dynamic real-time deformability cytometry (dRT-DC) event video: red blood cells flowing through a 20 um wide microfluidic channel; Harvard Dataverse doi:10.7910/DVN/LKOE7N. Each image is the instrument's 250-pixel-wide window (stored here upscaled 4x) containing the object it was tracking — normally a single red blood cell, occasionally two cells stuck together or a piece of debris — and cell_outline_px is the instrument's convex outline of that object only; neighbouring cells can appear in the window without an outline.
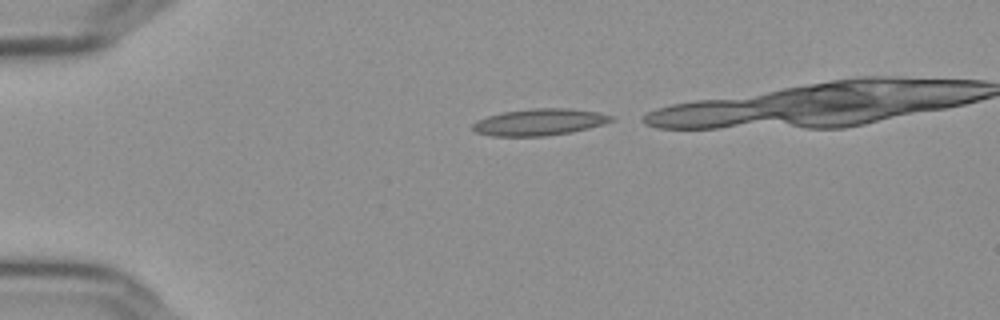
{"species": "Egyptian fruit bat (a non-hibernating species)", "species_latin": "Rousettus aegyptiacus", "temperature_condition": "cold", "stored_images_in_passage": 20, "camera_frame_rate_fps": 3000, "um_per_image_px": 0.085, "frame": {"image": 1, "passage_image": 1, "time_ms": 0.0, "image_size_px": [1000, 320], "cell_outline_px": [[616, 120], [588, 128], [572, 132], [544, 136], [492, 136], [476, 132], [472, 128], [472, 124], [476, 120], [488, 116], [504, 112], [532, 108], [568, 108], [596, 112], [612, 116]], "centroid_in_image_um": [45.84, 10.38], "position_along_channel_um": 39.2, "area_um2": 21.44}}
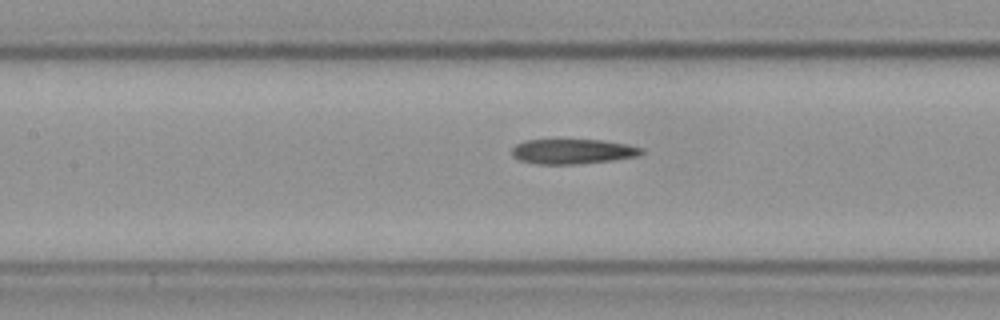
{"frame": {"image": 2, "passage_image": 14, "time_ms": 4.333, "image_size_px": [1000, 320], "cell_outline_px": [[644, 152], [636, 156], [612, 160], [580, 164], [536, 164], [520, 160], [512, 156], [512, 148], [516, 144], [524, 140], [604, 140], [628, 144], [644, 148]], "centroid_in_image_um": [48.68, 12.87], "position_along_channel_um": 158.7, "area_um2": 18.9}}
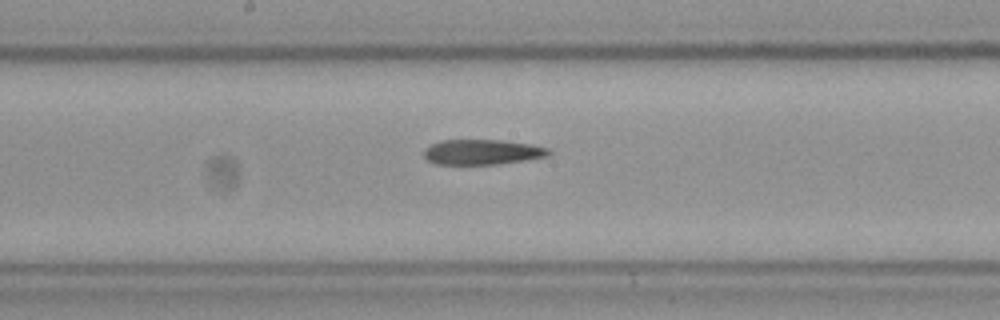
{"frame": {"image": 3, "passage_image": 18, "time_ms": 5.667, "image_size_px": [1000, 320], "cell_outline_px": [[552, 152], [548, 156], [524, 160], [496, 164], [436, 164], [428, 160], [424, 156], [424, 148], [440, 140], [500, 140], [532, 144], [548, 148]], "centroid_in_image_um": [40.99, 12.92], "position_along_channel_um": 207.2, "area_um2": 18.26}}